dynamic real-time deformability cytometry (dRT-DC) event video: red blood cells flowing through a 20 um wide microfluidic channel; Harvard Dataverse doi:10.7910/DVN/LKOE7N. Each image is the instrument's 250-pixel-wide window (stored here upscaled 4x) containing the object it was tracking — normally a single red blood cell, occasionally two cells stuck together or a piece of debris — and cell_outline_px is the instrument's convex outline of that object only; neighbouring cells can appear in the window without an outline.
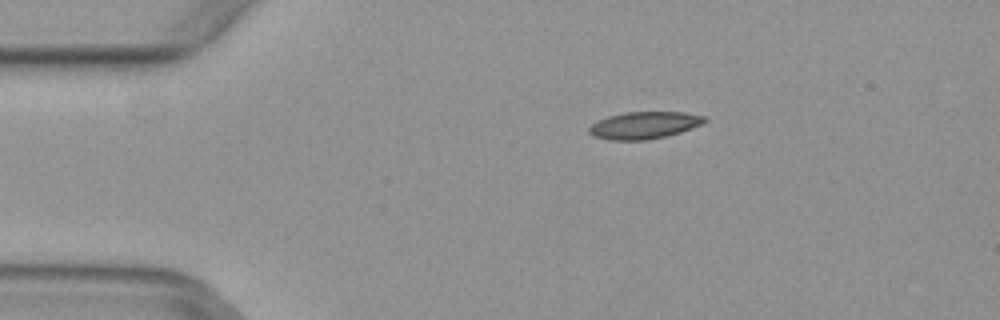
{"species": "common noctule bat (a hibernating species)", "species_latin": "Nyctalus noctula", "temperature_condition": "warm", "stored_images_in_passage": 6, "camera_frame_rate_fps": 3000, "um_per_image_px": 0.085, "animal": {"sex": "female", "body_mass_g": 29.2, "forearm_length_mm": 56.3}, "frame": {"image": 1, "passage_image": 3, "time_ms": 0.667, "image_size_px": [1000, 320], "cell_outline_px": [[708, 120], [704, 124], [680, 132], [648, 140], [608, 140], [592, 136], [588, 132], [588, 128], [592, 124], [608, 116], [624, 112], [684, 112], [708, 116]], "centroid_in_image_um": [54.79, 10.64], "position_along_channel_um": 30.2, "area_um2": 18.44}}